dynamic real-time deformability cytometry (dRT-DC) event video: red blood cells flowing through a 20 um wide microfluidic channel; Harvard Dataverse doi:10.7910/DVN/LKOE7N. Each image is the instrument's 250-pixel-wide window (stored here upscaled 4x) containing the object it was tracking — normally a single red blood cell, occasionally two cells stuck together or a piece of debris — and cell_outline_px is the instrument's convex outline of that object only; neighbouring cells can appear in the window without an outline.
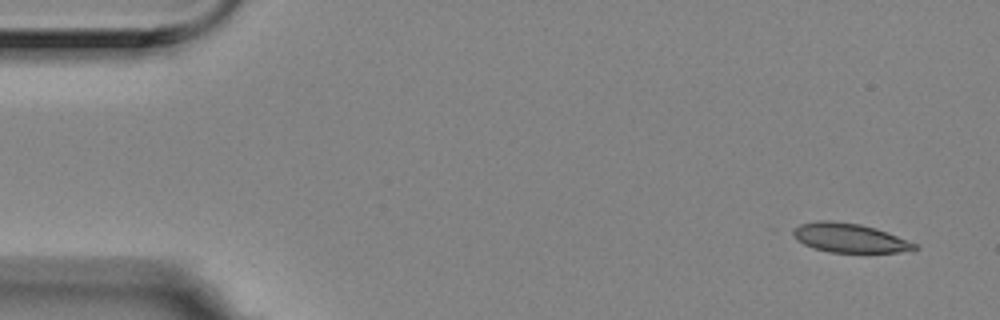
{"species": "Egyptian fruit bat (a non-hibernating species)", "species_latin": "Rousettus aegyptiacus", "temperature_condition": "room temperature", "stored_images_in_passage": 10, "camera_frame_rate_fps": 3000, "um_per_image_px": 0.085, "animal": {"sex": "female"}, "frame": {"image": 1, "passage_image": 1, "time_ms": 0.0, "image_size_px": [1000, 320], "cell_outline_px": [[920, 248], [900, 252], [828, 252], [812, 248], [796, 240], [792, 236], [792, 228], [800, 224], [816, 220], [828, 220], [860, 224], [876, 228], [916, 244]], "centroid_in_image_um": [72.13, 20.22], "position_along_channel_um": 12.9, "area_um2": 20.63}}
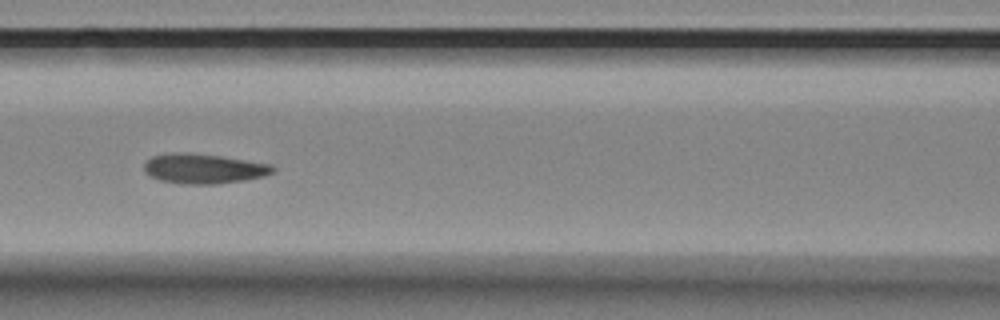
{"frame": {"image": 2, "passage_image": 6, "time_ms": 1.667, "image_size_px": [1000, 320], "cell_outline_px": [[276, 172], [264, 176], [244, 180], [216, 184], [180, 184], [160, 180], [144, 172], [144, 164], [152, 156], [172, 152], [188, 152], [220, 156], [272, 164], [276, 168]], "centroid_in_image_um": [17.33, 14.33], "position_along_channel_um": 149.3, "area_um2": 22.54}}
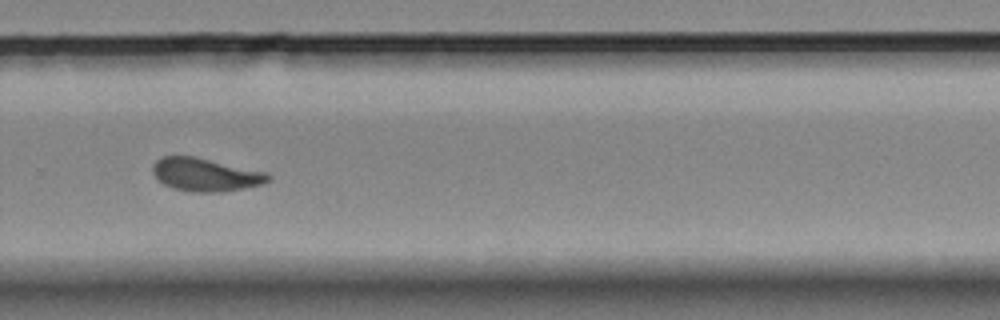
{"frame": {"image": 3, "passage_image": 10, "time_ms": 3.0, "image_size_px": [1000, 320], "cell_outline_px": [[272, 180], [264, 184], [244, 188], [220, 192], [192, 192], [172, 188], [164, 184], [152, 172], [152, 164], [160, 156], [196, 156], [268, 172], [272, 176]], "centroid_in_image_um": [17.51, 14.83], "position_along_channel_um": 312.3, "area_um2": 22.66}}